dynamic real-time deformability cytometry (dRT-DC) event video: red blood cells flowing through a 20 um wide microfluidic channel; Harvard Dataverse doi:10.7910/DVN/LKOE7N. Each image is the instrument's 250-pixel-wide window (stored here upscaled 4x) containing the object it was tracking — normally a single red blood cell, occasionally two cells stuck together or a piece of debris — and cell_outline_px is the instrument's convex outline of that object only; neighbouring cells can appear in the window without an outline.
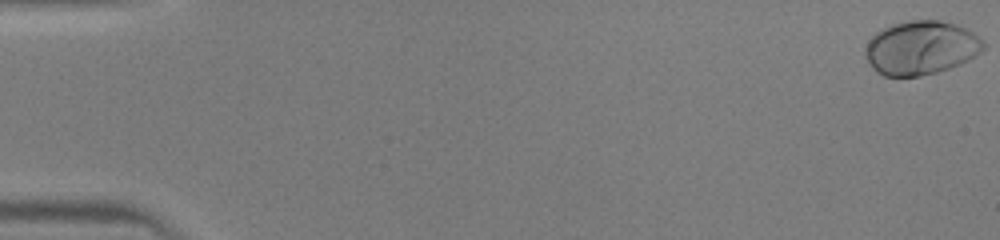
{"species": "human", "species_latin": "Homo sapiens", "temperature_condition": "warm", "stored_images_in_passage": 47, "camera_frame_rate_fps": 3000, "um_per_image_px": 0.085, "donor": {"sex": "male"}, "frame": {"image": 1, "passage_image": 1, "time_ms": 0.0, "image_size_px": [1000, 240], "cell_outline_px": [[984, 48], [980, 52], [968, 60], [960, 64], [936, 72], [920, 76], [884, 76], [876, 72], [872, 68], [864, 52], [864, 48], [868, 40], [876, 32], [892, 24], [908, 20], [940, 20], [956, 24], [972, 32], [984, 40]], "centroid_in_image_um": [78.26, 4.06], "position_along_channel_um": 6.7, "area_um2": 37.11}}
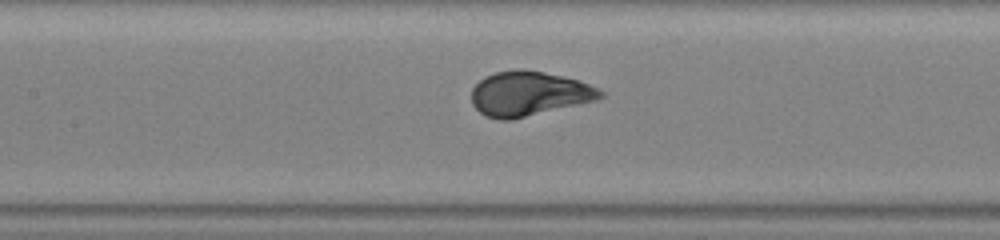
{"frame": {"image": 2, "passage_image": 23, "time_ms": 7.333, "image_size_px": [1000, 240], "cell_outline_px": [[604, 96], [596, 100], [512, 120], [500, 120], [488, 116], [480, 112], [472, 104], [472, 88], [484, 76], [496, 72], [516, 68], [524, 68], [564, 76], [588, 84], [604, 92]], "centroid_in_image_um": [44.93, 7.95], "position_along_channel_um": 162.5, "area_um2": 33.47}}
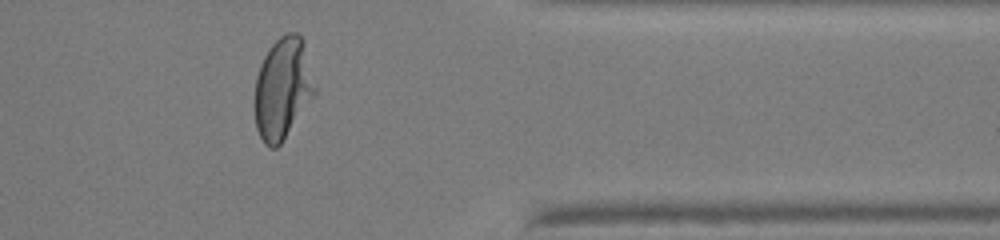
{"frame": {"image": 3, "passage_image": 39, "time_ms": 12.667, "image_size_px": [1000, 240], "cell_outline_px": [[316, 92], [280, 144], [276, 148], [268, 148], [264, 144], [256, 128], [256, 76], [260, 64], [268, 48], [280, 36], [288, 32], [296, 32], [304, 40], [316, 88]], "centroid_in_image_um": [24.03, 7.48], "position_along_channel_um": 387.4, "area_um2": 35.2}}